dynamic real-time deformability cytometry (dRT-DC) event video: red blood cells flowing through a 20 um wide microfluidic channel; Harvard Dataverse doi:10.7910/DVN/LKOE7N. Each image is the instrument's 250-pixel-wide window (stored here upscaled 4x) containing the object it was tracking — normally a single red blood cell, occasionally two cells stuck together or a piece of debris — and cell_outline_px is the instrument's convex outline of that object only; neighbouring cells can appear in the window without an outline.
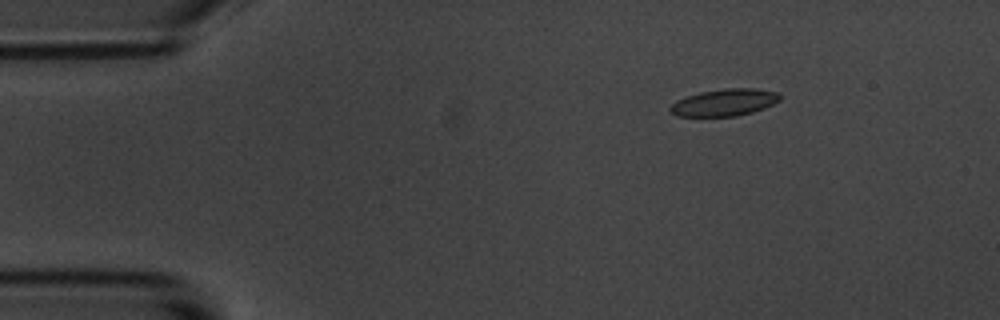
{"species": "common noctule bat (a hibernating species)", "species_latin": "Nyctalus noctula", "temperature_condition": "room temperature", "stored_images_in_passage": 13, "camera_frame_rate_fps": 3000, "um_per_image_px": 0.085, "animal": {"sex": "male", "body_mass_g": 20.1, "forearm_length_mm": 53.5}, "frame": {"image": 1, "passage_image": 3, "time_ms": 2.333, "image_size_px": [1000, 320], "cell_outline_px": [[780, 100], [764, 108], [752, 112], [736, 116], [676, 116], [668, 108], [676, 100], [700, 92], [724, 88], [756, 88], [780, 92]], "centroid_in_image_um": [61.6, 8.7], "position_along_channel_um": 23.4, "area_um2": 17.28}}
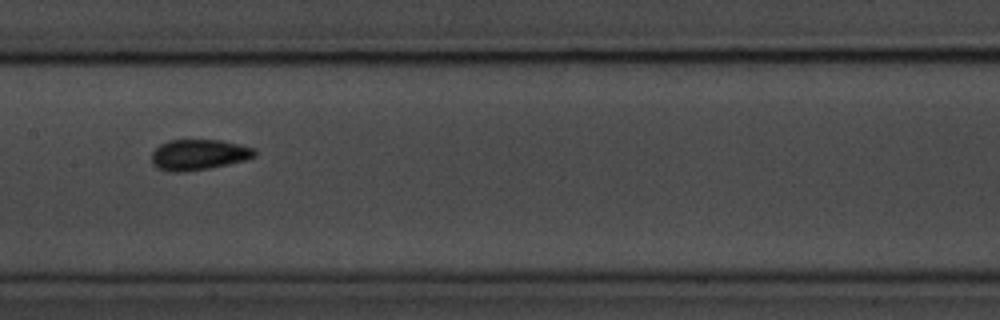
{"frame": {"image": 2, "passage_image": 8, "time_ms": 9.0, "image_size_px": [1000, 320], "cell_outline_px": [[256, 156], [244, 160], [228, 164], [208, 168], [184, 172], [172, 172], [156, 168], [152, 164], [152, 152], [160, 144], [168, 140], [220, 140], [240, 144], [256, 148]], "centroid_in_image_um": [16.88, 13.14], "position_along_channel_um": 190.5, "area_um2": 18.5}, "authors_computed_cell_mechanics": {"area_um2": 17.5712, "velocity_mm_per_s": 3.5377, "shape_relaxation_time_tau1_ms": 8.6336, "shape_relaxation_time_tau2_ms": 1.5126, "deformation_change_tau1": 0.1747, "deformation_change_tau2": 0.0779}}